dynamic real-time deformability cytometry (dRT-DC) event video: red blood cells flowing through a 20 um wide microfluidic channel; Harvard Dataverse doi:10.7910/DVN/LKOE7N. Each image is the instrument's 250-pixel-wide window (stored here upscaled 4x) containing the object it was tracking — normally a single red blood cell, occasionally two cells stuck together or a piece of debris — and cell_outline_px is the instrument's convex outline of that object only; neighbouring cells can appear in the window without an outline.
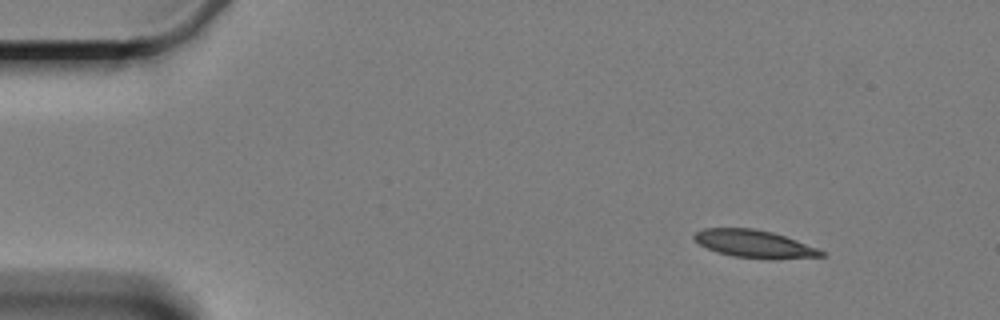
{"species": "Egyptian fruit bat (a non-hibernating species)", "species_latin": "Rousettus aegyptiacus", "temperature_condition": "cold", "stored_images_in_passage": 4, "camera_frame_rate_fps": 3000, "um_per_image_px": 0.085, "animal": {"sex": "female"}, "frame": {"image": 1, "passage_image": 1, "time_ms": 0.0, "image_size_px": [1000, 320], "cell_outline_px": [[824, 256], [732, 256], [716, 252], [700, 244], [692, 236], [696, 232], [704, 228], [752, 228], [772, 232], [796, 240], [816, 248], [824, 252]], "centroid_in_image_um": [63.98, 20.66], "position_along_channel_um": 21.0, "area_um2": 19.07}}
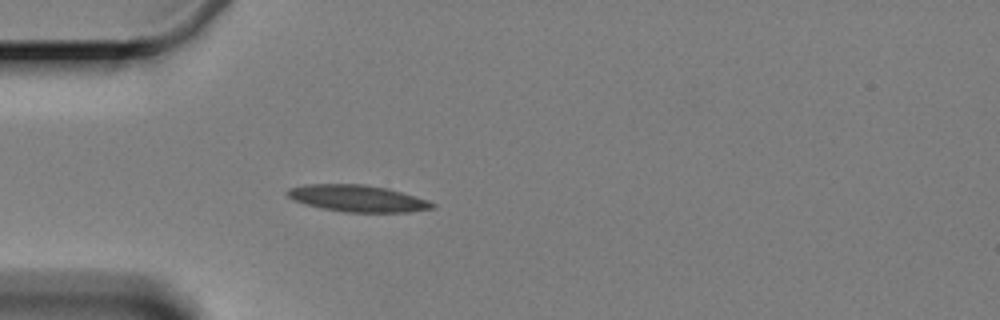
{"frame": {"image": 2, "passage_image": 4, "time_ms": 3.333, "image_size_px": [1000, 320], "cell_outline_px": [[436, 208], [408, 212], [344, 212], [304, 204], [292, 200], [284, 192], [288, 188], [308, 184], [364, 184], [388, 188], [428, 200], [436, 204]], "centroid_in_image_um": [30.39, 16.86], "position_along_channel_um": 54.6, "area_um2": 22.66}}